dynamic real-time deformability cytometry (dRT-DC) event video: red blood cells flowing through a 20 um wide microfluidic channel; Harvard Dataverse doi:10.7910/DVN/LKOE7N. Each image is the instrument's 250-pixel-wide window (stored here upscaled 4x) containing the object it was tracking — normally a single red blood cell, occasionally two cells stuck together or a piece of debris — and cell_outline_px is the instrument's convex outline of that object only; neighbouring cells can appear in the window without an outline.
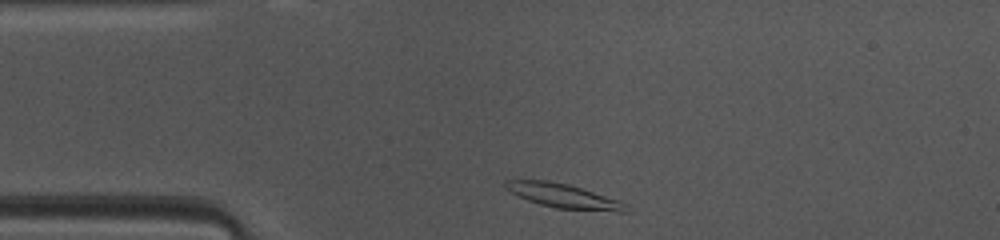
{"species": "common noctule bat (a hibernating species)", "species_latin": "Nyctalus noctula", "temperature_condition": "warm", "stored_images_in_passage": 39, "camera_frame_rate_fps": 3000, "um_per_image_px": 0.085, "animal": {"sex": "female", "body_mass_g": 10.0, "forearm_length_mm": 53.1}, "frame": {"image": 1, "passage_image": 1, "time_ms": 0.0, "image_size_px": [1000, 240], "cell_outline_px": [[628, 212], [616, 212], [556, 208], [540, 204], [528, 200], [504, 188], [504, 180], [548, 180], [568, 184], [620, 200], [628, 204]], "centroid_in_image_um": [47.95, 16.66], "position_along_channel_um": 37.1, "area_um2": 17.05}}
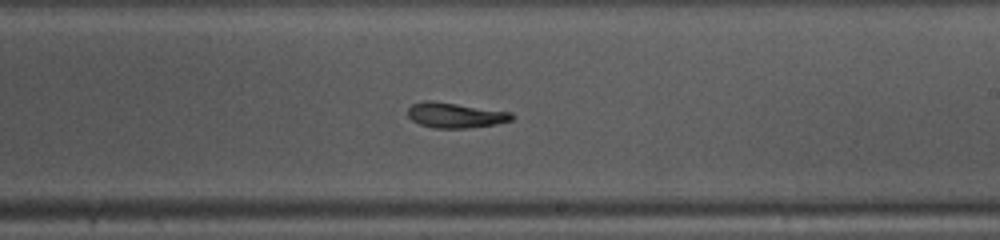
{"frame": {"image": 2, "passage_image": 18, "time_ms": 5.667, "image_size_px": [1000, 240], "cell_outline_px": [[516, 116], [512, 120], [496, 124], [468, 128], [436, 128], [420, 124], [412, 120], [408, 116], [408, 108], [412, 104], [424, 100], [432, 100], [512, 112]], "centroid_in_image_um": [38.72, 9.78], "position_along_channel_um": 250.3, "area_um2": 15.37}}
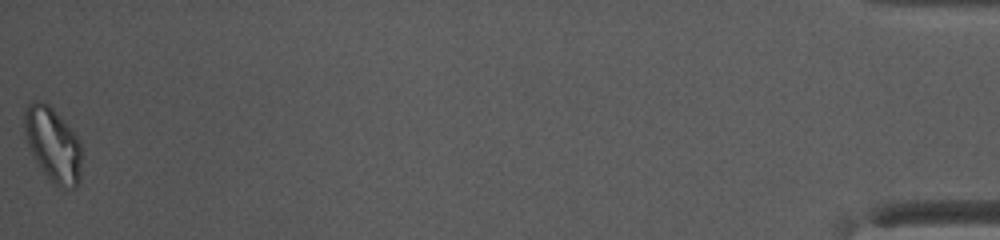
{"frame": {"image": 3, "passage_image": 39, "time_ms": 12.667, "image_size_px": [1000, 240], "cell_outline_px": [[80, 180], [76, 188], [64, 192], [48, 180], [36, 160], [28, 144], [24, 128], [24, 108], [32, 100], [40, 100], [48, 104], [52, 108], [80, 140]], "centroid_in_image_um": [4.5, 12.34], "position_along_channel_um": 430.7, "area_um2": 24.91}, "authors_computed_cell_mechanics": {"area_um2": 15.5482, "velocity_mm_per_s": 4.0926, "shape_relaxation_time_tau1_ms": 9.7378, "shape_relaxation_time_tau2_ms": null, "deformation_change_tau1": 0.2954, "deformation_change_tau2": null}}